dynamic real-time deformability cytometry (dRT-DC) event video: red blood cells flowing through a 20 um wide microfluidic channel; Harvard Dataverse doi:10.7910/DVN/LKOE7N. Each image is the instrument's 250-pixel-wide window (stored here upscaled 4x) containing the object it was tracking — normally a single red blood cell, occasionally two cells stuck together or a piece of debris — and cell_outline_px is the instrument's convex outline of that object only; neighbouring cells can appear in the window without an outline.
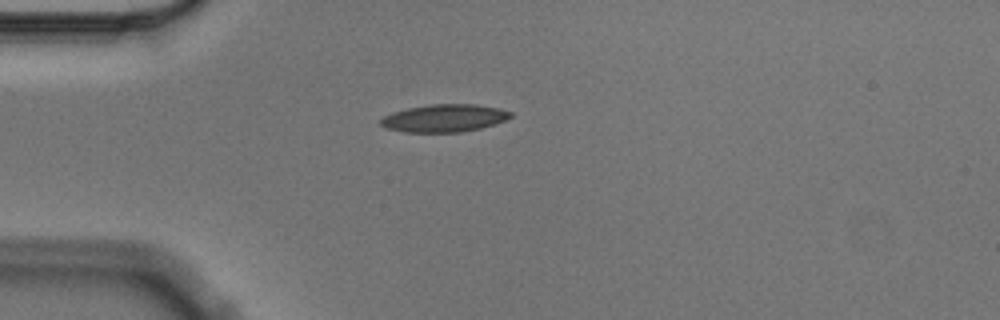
{"species": "Egyptian fruit bat (a non-hibernating species)", "species_latin": "Rousettus aegyptiacus", "temperature_condition": "cold", "stored_images_in_passage": 3, "camera_frame_rate_fps": 3000, "um_per_image_px": 0.085, "animal": {"sex": "male"}, "frame": {"image": 1, "passage_image": 1, "time_ms": 0.0, "image_size_px": [1000, 320], "cell_outline_px": [[512, 116], [504, 120], [480, 128], [460, 132], [404, 132], [384, 128], [380, 124], [380, 120], [384, 116], [392, 112], [408, 108], [432, 104], [476, 104], [500, 108], [512, 112]], "centroid_in_image_um": [37.74, 10.04], "position_along_channel_um": 47.3, "area_um2": 20.87}}